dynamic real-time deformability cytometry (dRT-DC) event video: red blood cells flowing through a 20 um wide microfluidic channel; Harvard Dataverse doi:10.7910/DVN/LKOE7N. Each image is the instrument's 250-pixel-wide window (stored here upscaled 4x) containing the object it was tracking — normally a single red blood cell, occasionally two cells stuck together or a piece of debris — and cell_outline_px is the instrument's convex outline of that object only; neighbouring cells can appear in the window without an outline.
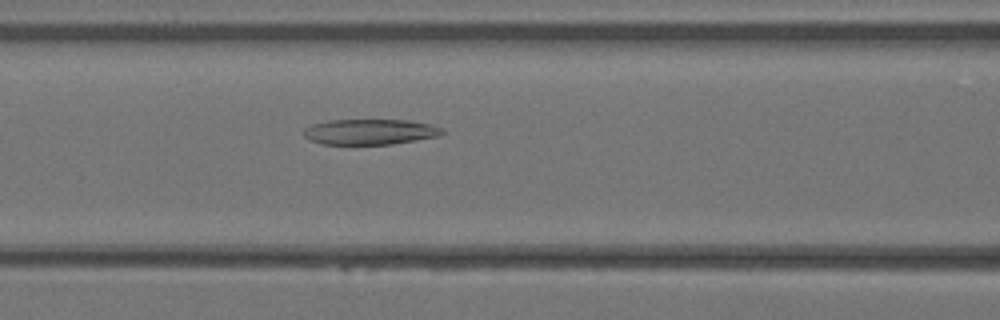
{"species": "Egyptian fruit bat (a non-hibernating species)", "species_latin": "Rousettus aegyptiacus", "temperature_condition": "warm", "stored_images_in_passage": 33, "camera_frame_rate_fps": 3000, "um_per_image_px": 0.085, "animal": {"sex": "female"}, "frame": {"image": 1, "passage_image": 15, "time_ms": 4.667, "image_size_px": [1000, 320], "cell_outline_px": [[444, 132], [440, 136], [392, 144], [324, 144], [312, 140], [304, 136], [304, 128], [312, 124], [328, 120], [408, 120], [432, 124], [444, 128]], "centroid_in_image_um": [31.5, 11.2], "position_along_channel_um": 135.1, "area_um2": 20.63}}
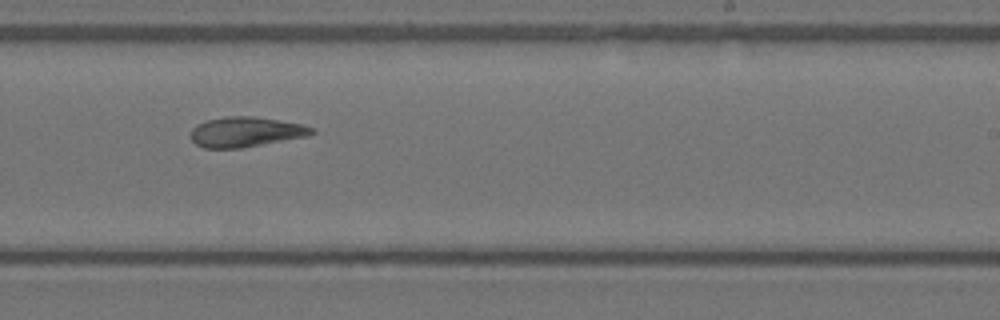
{"frame": {"image": 2, "passage_image": 22, "time_ms": 7.0, "image_size_px": [1000, 320], "cell_outline_px": [[316, 132], [308, 136], [240, 148], [204, 148], [196, 144], [188, 136], [192, 128], [196, 124], [204, 120], [224, 116], [252, 116], [304, 124], [316, 128]], "centroid_in_image_um": [20.87, 11.2], "position_along_channel_um": 268.1, "area_um2": 21.5}}
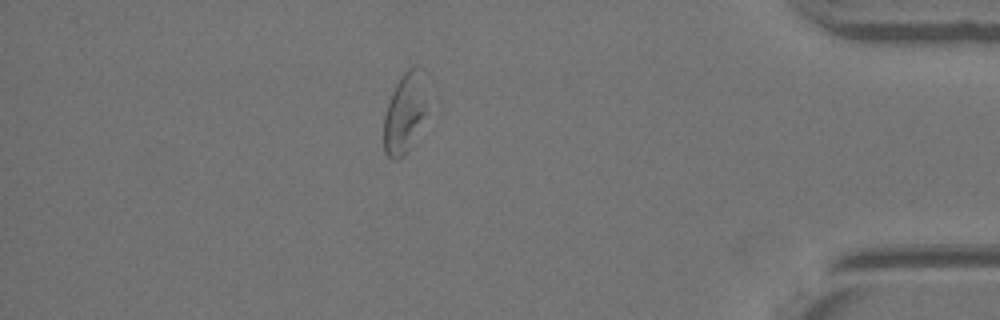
{"frame": {"image": 3, "passage_image": 31, "time_ms": 10.0, "image_size_px": [1000, 320], "cell_outline_px": [[440, 112], [404, 156], [396, 160], [392, 160], [384, 152], [384, 116], [392, 92], [400, 76], [408, 68], [416, 64], [424, 68], [428, 72], [440, 104]], "centroid_in_image_um": [34.79, 9.47], "position_along_channel_um": 400.4, "area_um2": 25.32}}